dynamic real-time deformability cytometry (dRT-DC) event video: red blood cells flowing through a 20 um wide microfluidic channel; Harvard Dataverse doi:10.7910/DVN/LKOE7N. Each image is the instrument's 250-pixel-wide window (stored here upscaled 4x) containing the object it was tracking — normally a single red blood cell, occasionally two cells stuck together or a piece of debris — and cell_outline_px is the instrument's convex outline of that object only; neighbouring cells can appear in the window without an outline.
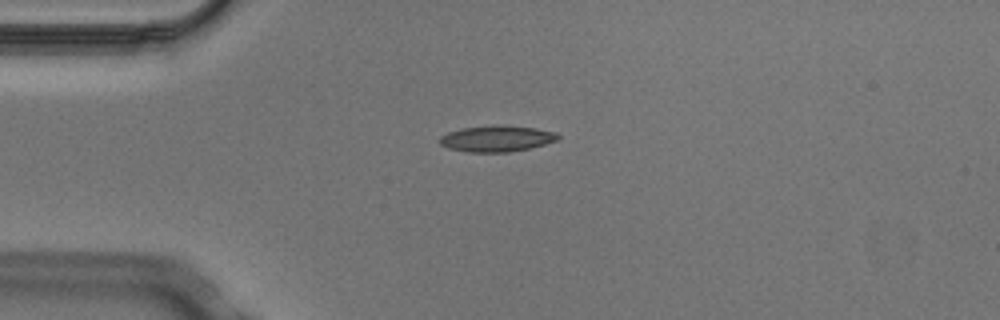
{"species": "Egyptian fruit bat (a non-hibernating species)", "species_latin": "Rousettus aegyptiacus", "temperature_condition": "cold", "stored_images_in_passage": 6, "camera_frame_rate_fps": 3000, "um_per_image_px": 0.085, "animal": {"sex": "male"}, "frame": {"image": 1, "passage_image": 1, "time_ms": 0.0, "image_size_px": [1000, 320], "cell_outline_px": [[560, 140], [528, 148], [508, 152], [468, 152], [448, 148], [440, 144], [440, 136], [448, 132], [460, 128], [496, 124], [536, 128], [556, 132], [560, 136]], "centroid_in_image_um": [42.22, 11.77], "position_along_channel_um": 42.8, "area_um2": 18.15}}
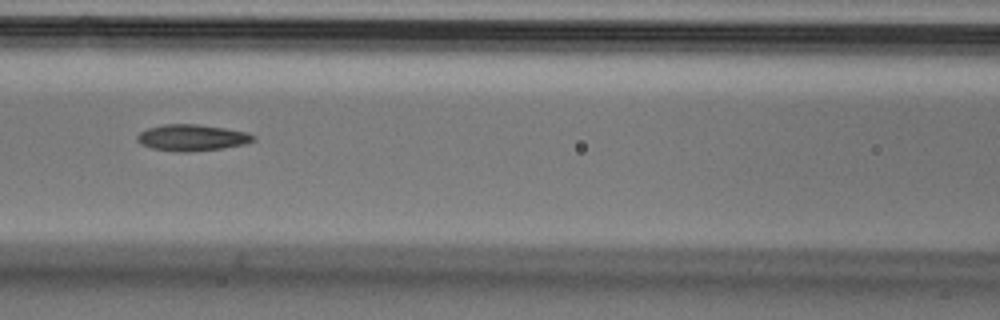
{"frame": {"image": 2, "passage_image": 4, "time_ms": 1.0, "image_size_px": [1000, 320], "cell_outline_px": [[256, 140], [244, 144], [224, 148], [184, 152], [180, 152], [152, 148], [140, 144], [136, 140], [136, 136], [140, 132], [148, 128], [164, 124], [200, 124], [248, 132], [256, 136]], "centroid_in_image_um": [16.33, 11.69], "position_along_channel_um": 150.3, "area_um2": 17.92}}
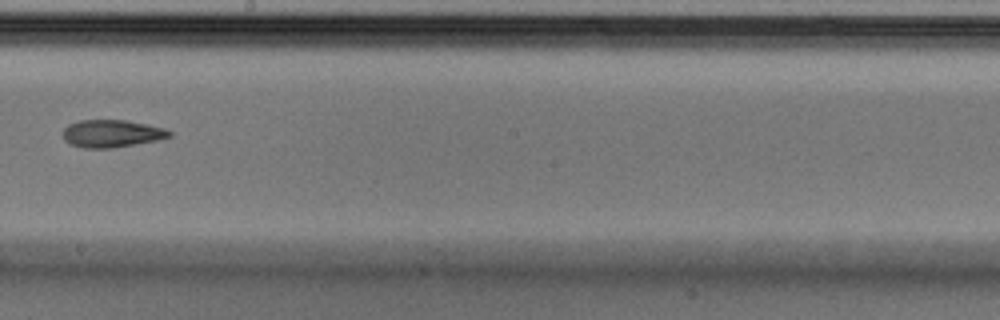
{"frame": {"image": 3, "passage_image": 6, "time_ms": 1.667, "image_size_px": [1000, 320], "cell_outline_px": [[172, 136], [156, 140], [112, 148], [84, 148], [68, 144], [64, 140], [64, 128], [68, 124], [80, 120], [124, 120], [148, 124], [164, 128], [172, 132]], "centroid_in_image_um": [9.48, 11.35], "position_along_channel_um": 238.7, "area_um2": 17.05}}